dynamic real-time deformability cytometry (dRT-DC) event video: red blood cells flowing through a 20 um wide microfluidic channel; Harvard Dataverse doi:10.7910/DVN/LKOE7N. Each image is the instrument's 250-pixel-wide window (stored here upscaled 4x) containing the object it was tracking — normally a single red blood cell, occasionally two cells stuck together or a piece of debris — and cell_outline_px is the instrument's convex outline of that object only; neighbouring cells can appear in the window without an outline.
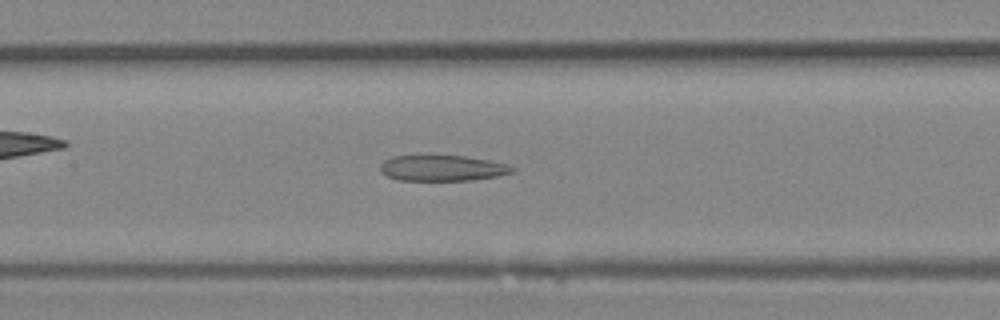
{"species": "Egyptian fruit bat (a non-hibernating species)", "species_latin": "Rousettus aegyptiacus", "temperature_condition": "room temperature", "stored_images_in_passage": 35, "camera_frame_rate_fps": 3000, "um_per_image_px": 0.085, "animal": {"sex": "female"}, "frame": {"image": 1, "passage_image": 16, "time_ms": 5.0, "image_size_px": [1000, 320], "cell_outline_px": [[516, 172], [496, 176], [472, 180], [396, 180], [380, 172], [380, 164], [384, 160], [392, 156], [464, 156], [488, 160], [508, 164], [516, 168]], "centroid_in_image_um": [37.61, 14.29], "position_along_channel_um": 169.8, "area_um2": 19.83}}
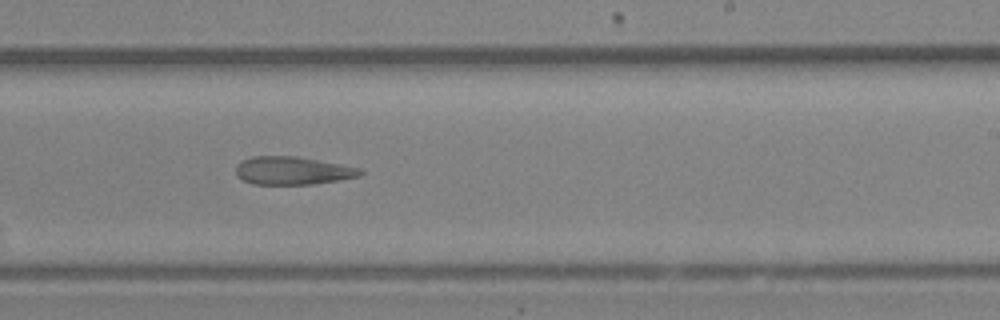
{"frame": {"image": 2, "passage_image": 21, "time_ms": 6.667, "image_size_px": [1000, 320], "cell_outline_px": [[364, 172], [360, 176], [340, 180], [312, 184], [252, 184], [236, 176], [236, 164], [240, 160], [252, 156], [296, 156], [360, 168]], "centroid_in_image_um": [24.83, 14.5], "position_along_channel_um": 264.2, "area_um2": 20.35}}
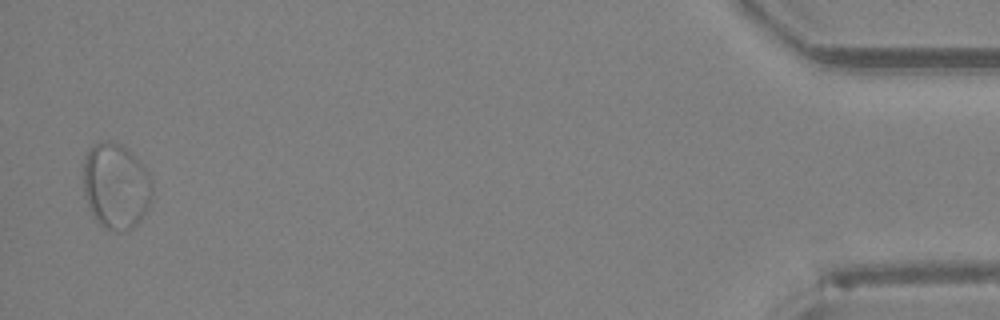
{"frame": {"image": 3, "passage_image": 34, "time_ms": 11.0, "image_size_px": [1000, 320], "cell_outline_px": [[152, 200], [140, 220], [132, 228], [120, 232], [116, 232], [104, 228], [96, 220], [88, 208], [84, 196], [84, 156], [88, 148], [92, 144], [104, 140], [108, 140], [120, 144], [144, 168], [152, 180]], "centroid_in_image_um": [9.82, 15.84], "position_along_channel_um": 425.4, "area_um2": 34.51}}